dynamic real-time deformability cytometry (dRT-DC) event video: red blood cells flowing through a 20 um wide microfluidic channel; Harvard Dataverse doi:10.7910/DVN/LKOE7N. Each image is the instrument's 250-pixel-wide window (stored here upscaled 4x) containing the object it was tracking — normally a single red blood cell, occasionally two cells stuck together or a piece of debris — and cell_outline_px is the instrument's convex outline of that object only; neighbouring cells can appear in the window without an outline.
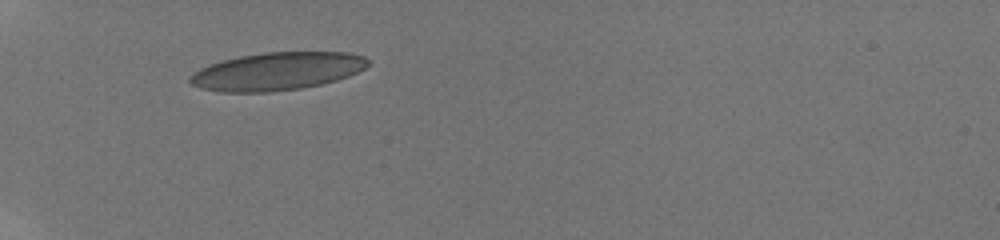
{"species": "human", "species_latin": "Homo sapiens", "temperature_condition": "room temperature", "stored_images_in_passage": 35, "camera_frame_rate_fps": 3000, "um_per_image_px": 0.085, "donor": {"sex": "male"}, "frame": {"image": 1, "passage_image": 1, "time_ms": 0.0, "image_size_px": [1000, 240], "cell_outline_px": [[368, 64], [364, 68], [348, 76], [336, 80], [320, 84], [300, 88], [272, 92], [220, 92], [200, 88], [192, 84], [188, 80], [188, 76], [200, 68], [224, 60], [240, 56], [264, 52], [348, 52], [364, 56], [368, 60]], "centroid_in_image_um": [23.53, 6.06], "position_along_channel_um": 61.5, "area_um2": 39.13}}
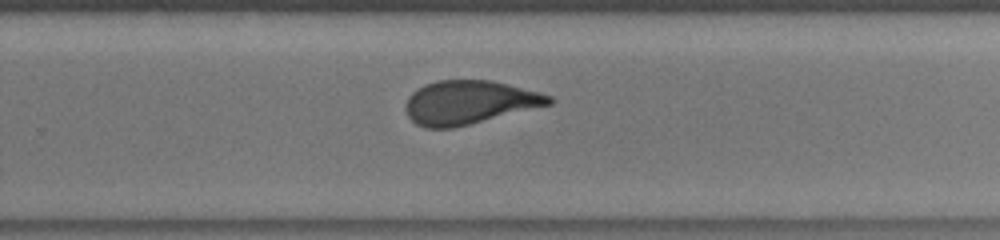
{"frame": {"image": 2, "passage_image": 20, "time_ms": 6.333, "image_size_px": [1000, 240], "cell_outline_px": [[552, 104], [452, 128], [424, 128], [416, 124], [408, 116], [404, 108], [404, 104], [408, 96], [412, 92], [424, 84], [436, 80], [488, 80], [508, 84], [540, 92], [552, 96]], "centroid_in_image_um": [39.83, 8.7], "position_along_channel_um": 290.0, "area_um2": 36.41}}
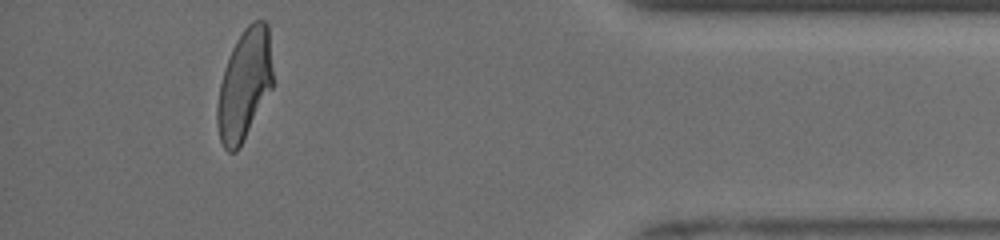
{"frame": {"image": 3, "passage_image": 32, "time_ms": 10.333, "image_size_px": [1000, 240], "cell_outline_px": [[276, 84], [240, 148], [236, 152], [228, 152], [224, 148], [220, 140], [216, 124], [216, 108], [220, 84], [224, 68], [232, 48], [236, 40], [244, 28], [252, 20], [264, 20], [268, 24]], "centroid_in_image_um": [20.82, 7.21], "position_along_channel_um": 414.4, "area_um2": 37.17}, "authors_computed_cell_mechanics": {"area_um2": 37.2232, "velocity_mm_per_s": 3.9439, "shape_relaxation_time_tau1_ms": 6.4082, "shape_relaxation_time_tau2_ms": 0.945, "deformation_change_tau1": 0.2057, "deformation_change_tau2": 0.0772}}